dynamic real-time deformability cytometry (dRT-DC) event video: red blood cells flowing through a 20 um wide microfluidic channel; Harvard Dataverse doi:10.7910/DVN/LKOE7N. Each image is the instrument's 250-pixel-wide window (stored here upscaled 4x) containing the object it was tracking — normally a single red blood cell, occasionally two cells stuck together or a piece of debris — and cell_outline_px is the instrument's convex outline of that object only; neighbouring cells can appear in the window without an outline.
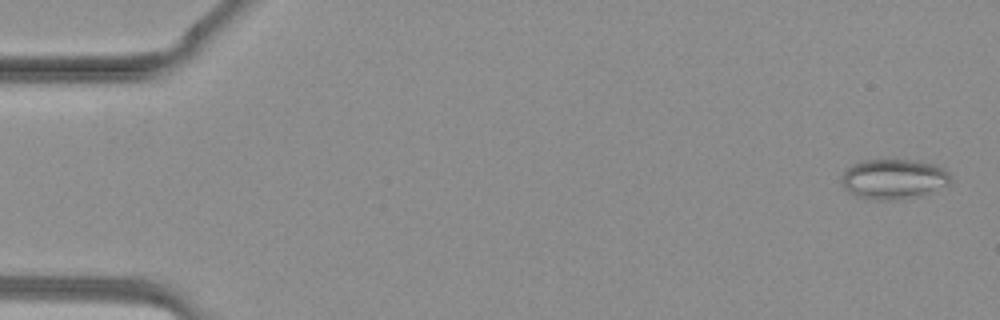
{"species": "common noctule bat (a hibernating species)", "species_latin": "Nyctalus noctula", "temperature_condition": "warm", "stored_images_in_passage": 37, "camera_frame_rate_fps": 3000, "um_per_image_px": 0.085, "animal": {"sex": "female", "body_mass_g": 19.3, "forearm_length_mm": 54.1}, "frame": {"image": 1, "passage_image": 2, "time_ms": 0.333, "image_size_px": [1000, 320], "cell_outline_px": [[952, 184], [924, 196], [904, 200], [876, 200], [856, 196], [848, 192], [844, 188], [840, 180], [840, 176], [852, 164], [864, 160], [888, 156], [892, 156], [924, 160], [936, 164], [944, 168], [948, 172]], "centroid_in_image_um": [76.01, 15.17], "position_along_channel_um": 9.0, "area_um2": 27.22}}
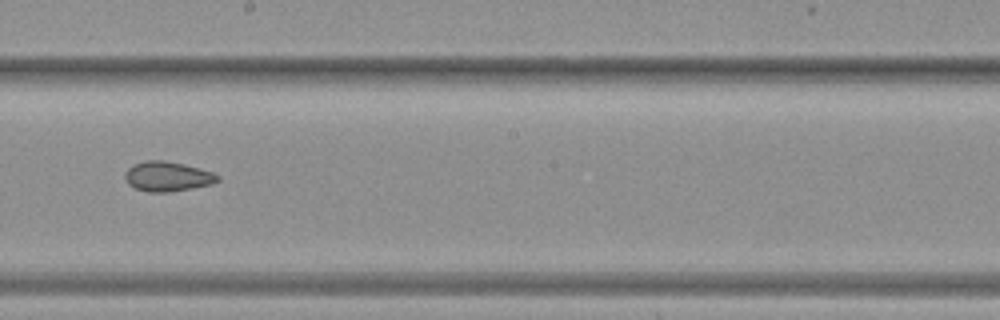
{"frame": {"image": 2, "passage_image": 23, "time_ms": 7.333, "image_size_px": [1000, 320], "cell_outline_px": [[220, 180], [212, 184], [192, 188], [168, 192], [148, 192], [136, 188], [128, 184], [124, 176], [124, 172], [128, 168], [144, 160], [164, 160], [184, 164], [212, 172], [220, 176]], "centroid_in_image_um": [14.23, 15.0], "position_along_channel_um": 234.0, "area_um2": 16.07}}
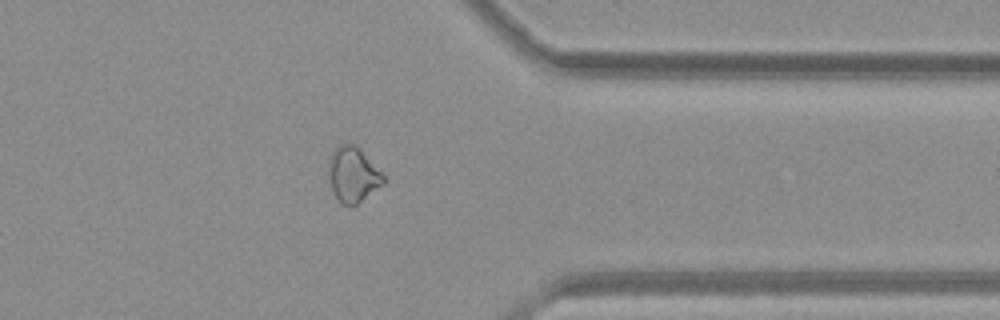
{"frame": {"image": 3, "passage_image": 32, "time_ms": 10.333, "image_size_px": [1000, 320], "cell_outline_px": [[384, 184], [356, 204], [340, 204], [332, 188], [328, 176], [328, 160], [332, 152], [340, 144], [356, 144], [360, 148], [384, 176]], "centroid_in_image_um": [29.98, 14.82], "position_along_channel_um": 381.4, "area_um2": 17.4}}